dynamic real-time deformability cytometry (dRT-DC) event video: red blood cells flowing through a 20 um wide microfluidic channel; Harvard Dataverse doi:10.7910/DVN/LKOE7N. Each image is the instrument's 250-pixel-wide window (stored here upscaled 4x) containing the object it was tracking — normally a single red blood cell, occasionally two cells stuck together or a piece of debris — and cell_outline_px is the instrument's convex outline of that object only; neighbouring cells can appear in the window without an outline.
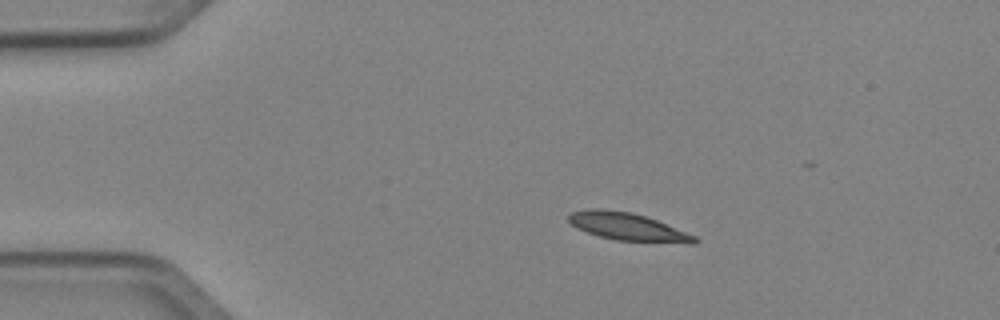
{"species": "Egyptian fruit bat (a non-hibernating species)", "species_latin": "Rousettus aegyptiacus", "temperature_condition": "cold", "stored_images_in_passage": 42, "camera_frame_rate_fps": 3000, "um_per_image_px": 0.085, "animal": {"sex": "female"}, "frame": {"image": 1, "passage_image": 1, "time_ms": 0.0, "image_size_px": [1000, 320], "cell_outline_px": [[700, 240], [696, 244], [688, 244], [616, 240], [600, 236], [576, 228], [568, 220], [568, 216], [572, 212], [592, 208], [632, 212], [656, 220], [696, 236]], "centroid_in_image_um": [53.41, 19.29], "position_along_channel_um": 31.6, "area_um2": 20.23}}
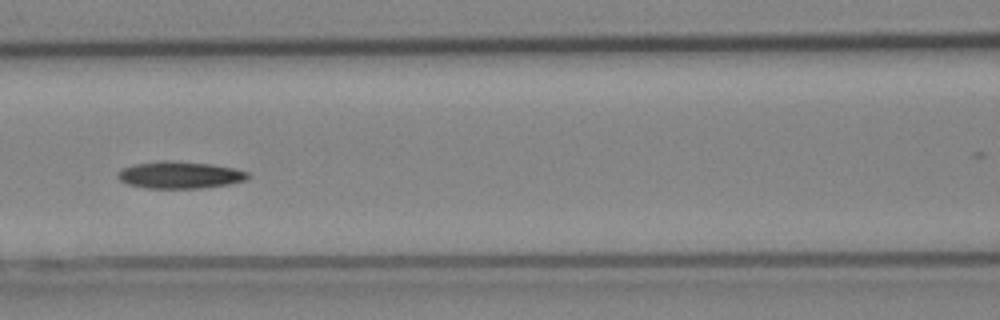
{"frame": {"image": 2, "passage_image": 14, "time_ms": 4.333, "image_size_px": [1000, 320], "cell_outline_px": [[252, 176], [244, 180], [228, 184], [200, 188], [144, 188], [128, 184], [120, 180], [116, 176], [116, 172], [132, 164], [164, 160], [168, 160], [212, 164], [232, 168], [248, 172]], "centroid_in_image_um": [15.25, 14.87], "position_along_channel_um": 151.4, "area_um2": 20.52}}
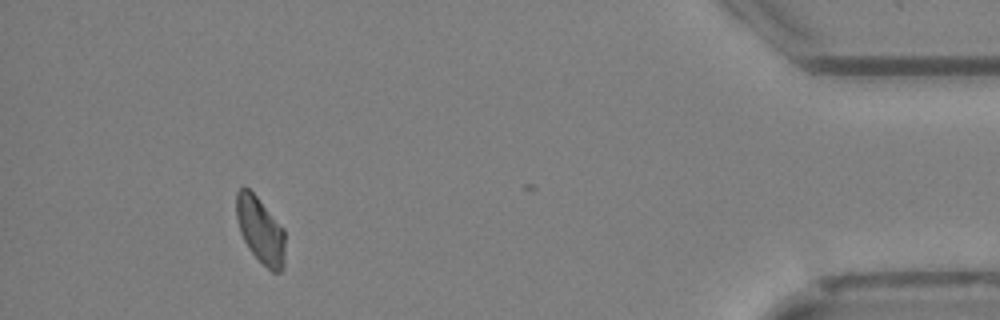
{"frame": {"image": 3, "passage_image": 38, "time_ms": 12.333, "image_size_px": [1000, 320], "cell_outline_px": [[284, 264], [280, 272], [272, 272], [248, 248], [240, 232], [236, 216], [236, 192], [240, 188], [248, 188], [256, 196], [284, 228]], "centroid_in_image_um": [22.13, 19.55], "position_along_channel_um": 413.1, "area_um2": 18.55}, "authors_computed_cell_mechanics": {"area_um2": 19.7676, "velocity_mm_per_s": 4.0172, "shape_relaxation_time_tau1_ms": 3.3918, "shape_relaxation_time_tau2_ms": null, "deformation_change_tau1": 0.1071, "deformation_change_tau2": null}}